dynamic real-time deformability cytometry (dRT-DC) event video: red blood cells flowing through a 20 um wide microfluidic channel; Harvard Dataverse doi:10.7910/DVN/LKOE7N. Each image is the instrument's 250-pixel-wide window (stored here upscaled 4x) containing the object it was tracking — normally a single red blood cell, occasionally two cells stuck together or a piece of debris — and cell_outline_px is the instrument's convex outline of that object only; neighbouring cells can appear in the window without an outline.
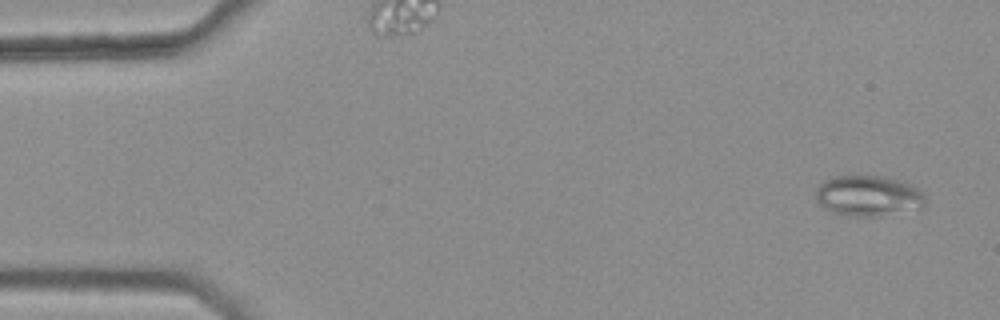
{"species": "common noctule bat (a hibernating species)", "species_latin": "Nyctalus noctula", "temperature_condition": "warm", "stored_images_in_passage": 4, "camera_frame_rate_fps": 3000, "um_per_image_px": 0.085, "animal": {"sex": "female", "body_mass_g": 25.1}, "frame": {"image": 1, "passage_image": 1, "time_ms": 0.0, "image_size_px": [1000, 320], "cell_outline_px": [[924, 208], [880, 216], [856, 216], [832, 212], [824, 208], [816, 200], [816, 188], [824, 180], [832, 176], [880, 176], [900, 180], [916, 188], [924, 196]], "centroid_in_image_um": [73.78, 16.65], "position_along_channel_um": 11.2, "area_um2": 25.84}}